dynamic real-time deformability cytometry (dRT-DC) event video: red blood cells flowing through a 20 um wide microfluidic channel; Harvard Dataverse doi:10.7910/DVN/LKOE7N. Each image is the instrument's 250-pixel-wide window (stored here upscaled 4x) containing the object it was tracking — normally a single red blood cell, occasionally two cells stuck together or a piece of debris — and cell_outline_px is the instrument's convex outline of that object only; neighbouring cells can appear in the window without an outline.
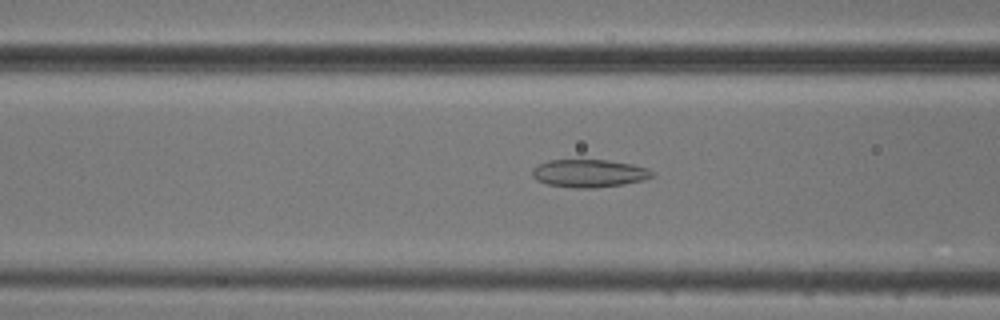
{"species": "common noctule bat (a hibernating species)", "species_latin": "Nyctalus noctula", "temperature_condition": "cold", "stored_images_in_passage": 49, "camera_frame_rate_fps": 3000, "um_per_image_px": 0.085, "animal": {"sex": "male", "body_mass_g": 20.5, "forearm_length_mm": 52.5}, "frame": {"image": 1, "passage_image": 16, "time_ms": 5.0, "image_size_px": [1000, 320], "cell_outline_px": [[652, 176], [644, 180], [624, 184], [596, 188], [572, 188], [548, 184], [536, 180], [532, 176], [532, 168], [548, 160], [608, 160], [632, 164], [648, 168], [652, 172]], "centroid_in_image_um": [50.06, 14.74], "position_along_channel_um": 116.5, "area_um2": 19.48}}
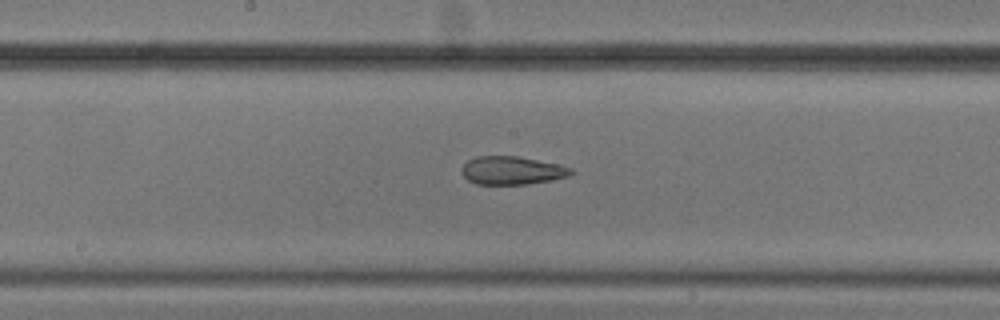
{"frame": {"image": 2, "passage_image": 23, "time_ms": 7.333, "image_size_px": [1000, 320], "cell_outline_px": [[576, 172], [568, 176], [552, 180], [528, 184], [476, 184], [468, 180], [460, 172], [464, 164], [468, 160], [476, 156], [516, 156], [560, 164], [572, 168]], "centroid_in_image_um": [43.54, 14.49], "position_along_channel_um": 204.7, "area_um2": 18.09}}
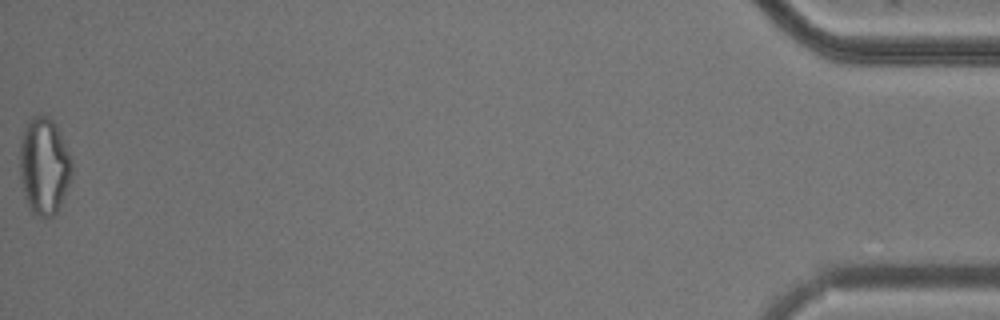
{"frame": {"image": 3, "passage_image": 49, "time_ms": 16.0, "image_size_px": [1000, 320], "cell_outline_px": [[72, 176], [60, 204], [56, 212], [52, 216], [40, 216], [32, 212], [28, 208], [24, 196], [20, 180], [20, 144], [24, 128], [28, 120], [32, 116], [48, 116], [56, 124], [72, 160]], "centroid_in_image_um": [3.73, 14.11], "position_along_channel_um": 431.5, "area_um2": 29.42}, "authors_computed_cell_mechanics": {"area_um2": 22.0796, "velocity_mm_per_s": 3.7573, "shape_relaxation_time_tau1_ms": null, "shape_relaxation_time_tau2_ms": 2.9358, "deformation_change_tau1": null, "deformation_change_tau2": 0.1055}}